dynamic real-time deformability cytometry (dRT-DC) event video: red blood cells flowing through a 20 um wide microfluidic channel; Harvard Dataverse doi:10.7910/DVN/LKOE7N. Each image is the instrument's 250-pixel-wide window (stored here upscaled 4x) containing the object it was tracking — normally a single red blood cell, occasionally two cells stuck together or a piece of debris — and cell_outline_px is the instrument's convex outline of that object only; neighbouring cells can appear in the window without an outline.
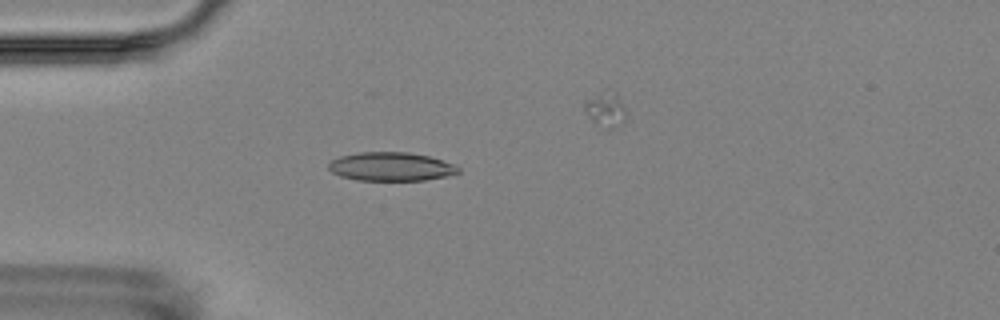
{"species": "Egyptian fruit bat (a non-hibernating species)", "species_latin": "Rousettus aegyptiacus", "temperature_condition": "room temperature", "stored_images_in_passage": 7, "camera_frame_rate_fps": 3000, "um_per_image_px": 0.085, "animal": {"sex": "female"}, "frame": {"image": 1, "passage_image": 5, "time_ms": 4.667, "image_size_px": [1000, 320], "cell_outline_px": [[460, 172], [448, 176], [424, 180], [356, 180], [340, 176], [332, 172], [328, 168], [328, 164], [332, 160], [340, 156], [360, 152], [408, 152], [428, 156], [456, 164], [460, 168]], "centroid_in_image_um": [33.25, 14.16], "position_along_channel_um": 51.7, "area_um2": 21.73}}